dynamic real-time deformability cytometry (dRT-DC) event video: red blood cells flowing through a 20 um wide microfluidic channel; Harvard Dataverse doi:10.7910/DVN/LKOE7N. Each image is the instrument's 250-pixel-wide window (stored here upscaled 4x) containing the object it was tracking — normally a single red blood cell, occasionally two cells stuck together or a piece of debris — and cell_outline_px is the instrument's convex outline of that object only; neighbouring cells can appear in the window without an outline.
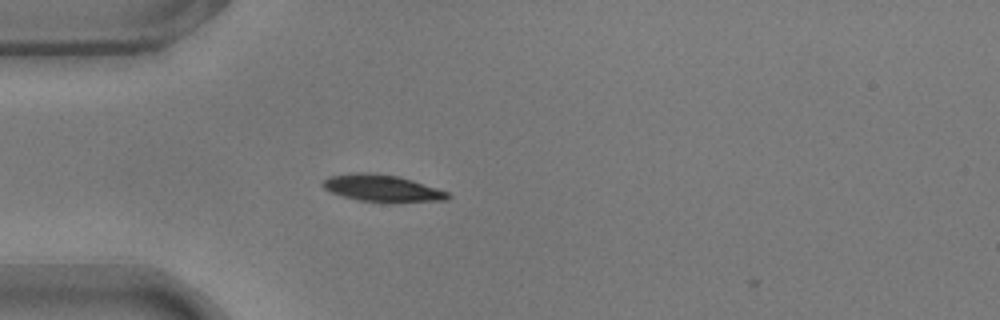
{"species": "common noctule bat (a hibernating species)", "species_latin": "Nyctalus noctula", "temperature_condition": "warm", "stored_images_in_passage": 2, "camera_frame_rate_fps": 3000, "um_per_image_px": 0.085, "animal": {"sex": "male", "body_mass_g": 17.9}, "frame": {"image": 1, "passage_image": 1, "time_ms": 0.0, "image_size_px": [1000, 320], "cell_outline_px": [[452, 196], [448, 200], [392, 204], [360, 200], [344, 196], [332, 192], [324, 188], [320, 184], [324, 180], [332, 176], [356, 172], [372, 172], [396, 176], [412, 180], [448, 192]], "centroid_in_image_um": [32.55, 16.03], "position_along_channel_um": 52.5, "area_um2": 19.88}}